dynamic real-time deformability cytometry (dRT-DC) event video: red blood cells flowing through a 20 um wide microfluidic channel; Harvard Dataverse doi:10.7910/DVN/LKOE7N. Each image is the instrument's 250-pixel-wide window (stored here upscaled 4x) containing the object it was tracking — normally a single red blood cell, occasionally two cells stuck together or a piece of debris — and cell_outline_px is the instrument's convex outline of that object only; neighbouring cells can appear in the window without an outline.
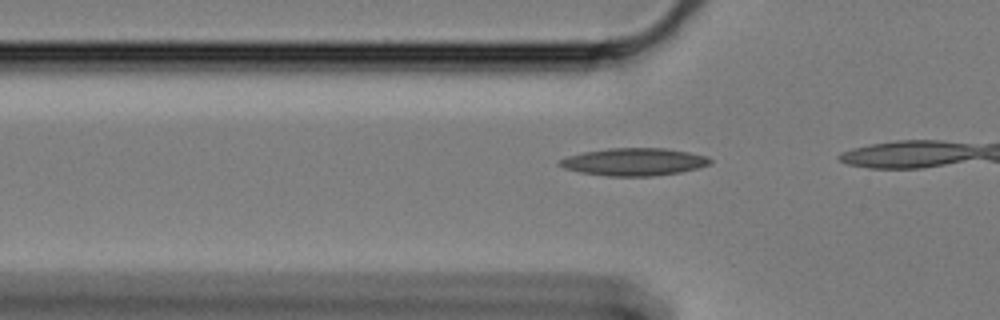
{"species": "Egyptian fruit bat (a non-hibernating species)", "species_latin": "Rousettus aegyptiacus", "temperature_condition": "cold", "stored_images_in_passage": 9, "camera_frame_rate_fps": 3000, "um_per_image_px": 0.085, "animal": {"sex": "female"}, "frame": {"image": 1, "passage_image": 6, "time_ms": 1.667, "image_size_px": [1000, 320], "cell_outline_px": [[712, 160], [708, 164], [700, 168], [680, 172], [652, 176], [608, 176], [580, 172], [564, 168], [556, 164], [556, 160], [568, 156], [584, 152], [608, 148], [664, 148], [688, 152], [708, 156]], "centroid_in_image_um": [53.86, 13.75], "position_along_channel_um": 71.9, "area_um2": 24.22}}